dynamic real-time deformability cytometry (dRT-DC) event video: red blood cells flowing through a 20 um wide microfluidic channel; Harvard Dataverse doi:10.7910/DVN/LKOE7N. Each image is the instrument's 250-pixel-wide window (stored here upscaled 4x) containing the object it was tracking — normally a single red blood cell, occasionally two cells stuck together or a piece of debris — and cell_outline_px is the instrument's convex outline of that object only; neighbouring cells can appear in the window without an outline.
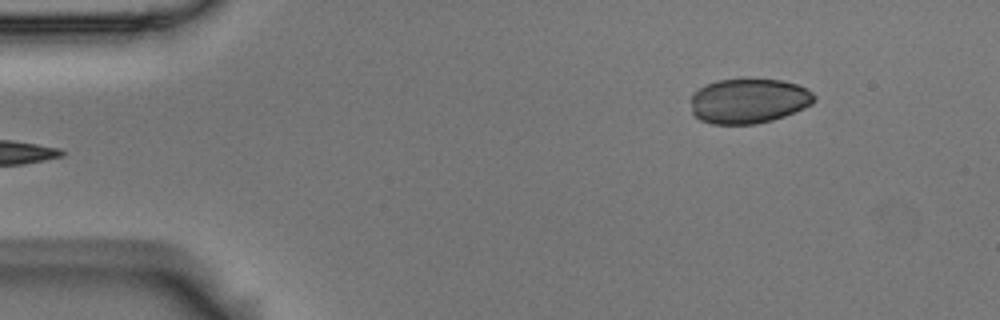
{"species": "Egyptian fruit bat (a non-hibernating species)", "species_latin": "Rousettus aegyptiacus", "temperature_condition": "room temperature", "stored_images_in_passage": 4, "camera_frame_rate_fps": 3000, "um_per_image_px": 0.085, "animal": {"sex": "male"}, "frame": {"image": 1, "passage_image": 4, "time_ms": 1.0, "image_size_px": [1000, 320], "cell_outline_px": [[816, 100], [812, 104], [804, 108], [784, 116], [772, 120], [756, 124], [712, 124], [700, 120], [692, 112], [692, 92], [704, 84], [716, 80], [744, 76], [780, 80], [796, 84], [812, 92], [816, 96]], "centroid_in_image_um": [63.61, 8.53], "position_along_channel_um": 21.4, "area_um2": 33.12}}